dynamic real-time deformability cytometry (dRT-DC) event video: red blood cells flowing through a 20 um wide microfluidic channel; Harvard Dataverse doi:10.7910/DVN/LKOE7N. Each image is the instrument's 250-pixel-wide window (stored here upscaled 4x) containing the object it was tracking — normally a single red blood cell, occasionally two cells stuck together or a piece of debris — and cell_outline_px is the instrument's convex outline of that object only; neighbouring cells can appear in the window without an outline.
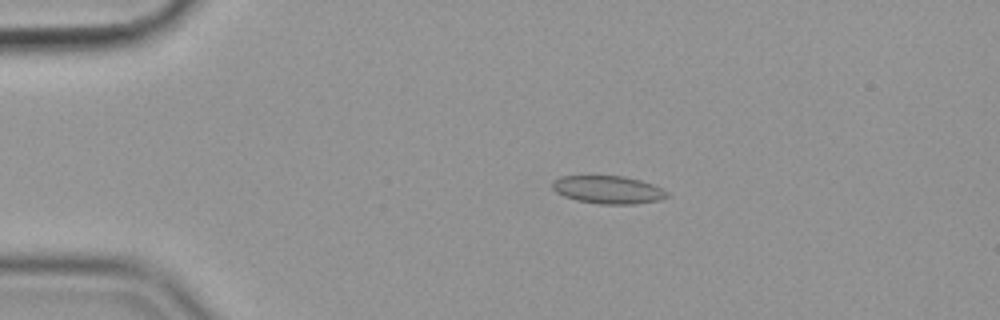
{"species": "common noctule bat (a hibernating species)", "species_latin": "Nyctalus noctula", "temperature_condition": "cold", "stored_images_in_passage": 47, "camera_frame_rate_fps": 3000, "um_per_image_px": 0.085, "animal": {"sex": "female", "body_mass_g": 19.9}, "frame": {"image": 1, "passage_image": 2, "time_ms": 0.333, "image_size_px": [1000, 320], "cell_outline_px": [[668, 196], [660, 200], [636, 204], [600, 204], [576, 200], [564, 196], [556, 192], [552, 188], [552, 184], [560, 176], [624, 176], [640, 180], [652, 184], [668, 192]], "centroid_in_image_um": [51.69, 16.13], "position_along_channel_um": 33.3, "area_um2": 18.55}}
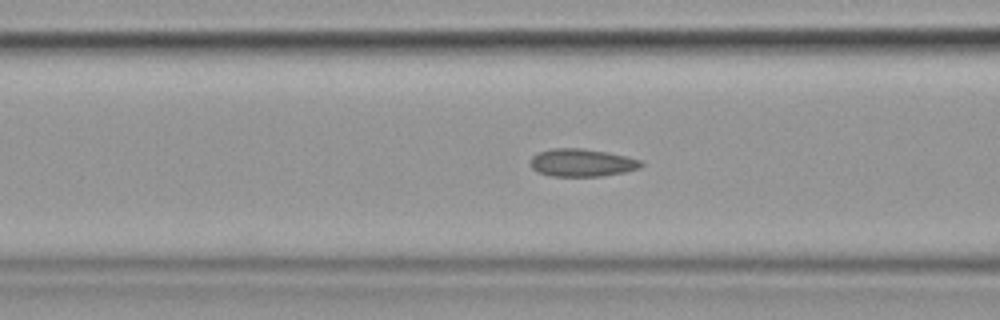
{"frame": {"image": 2, "passage_image": 13, "time_ms": 4.0, "image_size_px": [1000, 320], "cell_outline_px": [[644, 164], [640, 168], [624, 172], [600, 176], [552, 176], [536, 172], [532, 168], [532, 156], [536, 152], [552, 148], [580, 148], [604, 152], [624, 156], [640, 160]], "centroid_in_image_um": [49.43, 13.83], "position_along_channel_um": 117.2, "area_um2": 17.74}}
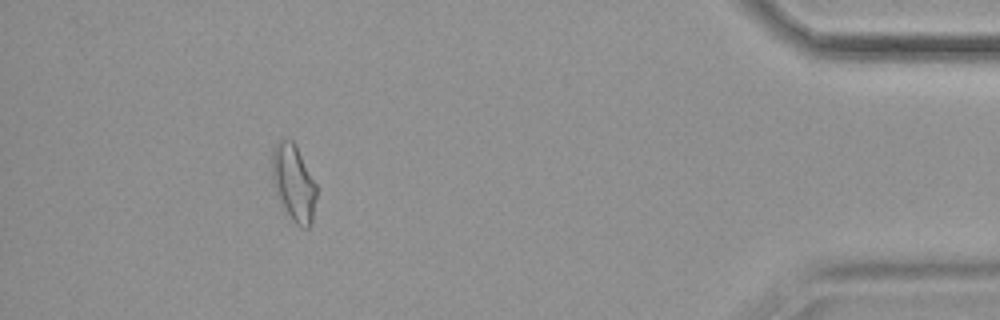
{"frame": {"image": 3, "passage_image": 42, "time_ms": 13.667, "image_size_px": [1000, 320], "cell_outline_px": [[316, 196], [312, 224], [308, 228], [300, 228], [284, 216], [276, 192], [272, 176], [272, 148], [280, 140], [292, 140], [296, 144], [316, 184]], "centroid_in_image_um": [24.95, 15.62], "position_along_channel_um": 410.2, "area_um2": 20.29}, "authors_computed_cell_mechanics": {"area_um2": 17.7446, "velocity_mm_per_s": 3.5657, "shape_relaxation_time_tau1_ms": null, "shape_relaxation_time_tau2_ms": 2.4694, "deformation_change_tau1": null, "deformation_change_tau2": 0.0684}}